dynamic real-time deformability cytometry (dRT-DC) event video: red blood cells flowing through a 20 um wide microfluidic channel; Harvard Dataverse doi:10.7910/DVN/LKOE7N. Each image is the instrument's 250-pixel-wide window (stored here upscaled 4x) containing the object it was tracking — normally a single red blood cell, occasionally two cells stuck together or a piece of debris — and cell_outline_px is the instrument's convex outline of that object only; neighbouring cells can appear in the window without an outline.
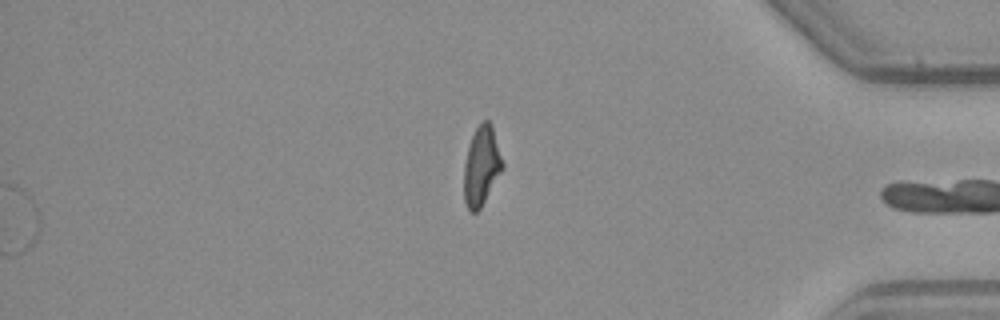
{"species": "common noctule bat (a hibernating species)", "species_latin": "Nyctalus noctula", "temperature_condition": "warm", "stored_images_in_passage": 51, "segment_of_instrument_passage": [2, 2], "camera_frame_rate_fps": 3000, "um_per_image_px": 0.085, "animal": {"sex": "male", "body_mass_g": 23.1, "forearm_length_mm": 52.7}, "frame": {"image": 1, "passage_image": 51, "time_ms": 16.667, "image_size_px": [1000, 320], "cell_outline_px": [[504, 168], [480, 208], [476, 212], [472, 212], [468, 208], [464, 200], [464, 164], [468, 144], [476, 128], [484, 120], [488, 120], [492, 124], [504, 164]], "centroid_in_image_um": [40.93, 14.09], "position_along_channel_um": 394.3, "area_um2": 17.8}}